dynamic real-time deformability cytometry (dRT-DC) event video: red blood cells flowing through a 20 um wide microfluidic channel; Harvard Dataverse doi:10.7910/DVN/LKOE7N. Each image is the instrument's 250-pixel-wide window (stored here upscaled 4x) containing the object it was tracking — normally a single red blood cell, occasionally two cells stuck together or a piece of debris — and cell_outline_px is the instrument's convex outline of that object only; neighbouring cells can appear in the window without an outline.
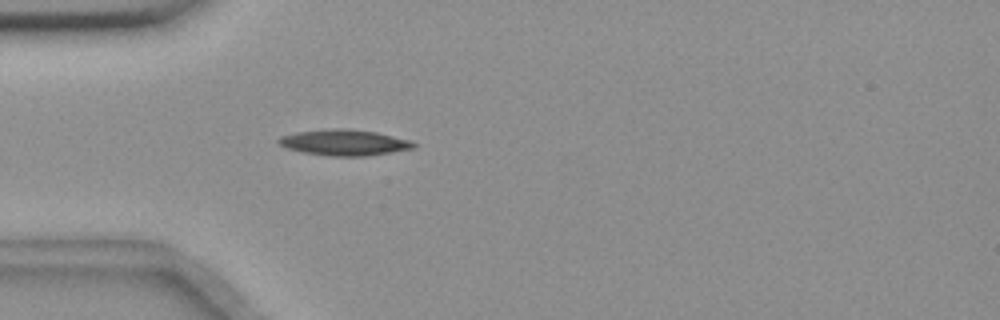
{"species": "common noctule bat (a hibernating species)", "species_latin": "Nyctalus noctula", "temperature_condition": "room temperature", "stored_images_in_passage": 4, "camera_frame_rate_fps": 3000, "um_per_image_px": 0.085, "animal": {"sex": "female", "body_mass_g": 18.4}, "frame": {"image": 1, "passage_image": 4, "time_ms": 4.0, "image_size_px": [1000, 320], "cell_outline_px": [[416, 148], [392, 152], [364, 156], [332, 156], [304, 152], [288, 148], [280, 144], [276, 140], [280, 136], [296, 132], [336, 128], [344, 128], [376, 132], [412, 140], [416, 144]], "centroid_in_image_um": [29.3, 12.11], "position_along_channel_um": 55.7, "area_um2": 20.29}}